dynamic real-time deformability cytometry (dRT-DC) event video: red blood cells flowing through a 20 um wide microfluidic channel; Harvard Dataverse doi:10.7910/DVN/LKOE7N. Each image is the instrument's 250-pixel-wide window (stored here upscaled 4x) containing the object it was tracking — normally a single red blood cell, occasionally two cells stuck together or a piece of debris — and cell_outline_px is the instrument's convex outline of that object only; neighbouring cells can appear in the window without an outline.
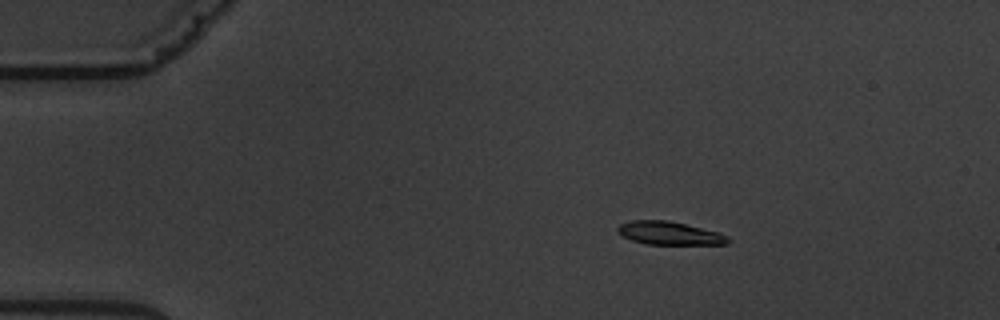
{"species": "common noctule bat (a hibernating species)", "species_latin": "Nyctalus noctula", "temperature_condition": "warm", "stored_images_in_passage": 4, "camera_frame_rate_fps": 3000, "um_per_image_px": 0.085, "animal": {"sex": "male", "body_mass_g": 19.5, "forearm_length_mm": 54.6}, "frame": {"image": 1, "passage_image": 2, "time_ms": 2.0, "image_size_px": [1000, 320], "cell_outline_px": [[732, 240], [728, 244], [648, 244], [632, 240], [616, 232], [616, 228], [620, 224], [632, 220], [668, 220], [720, 232], [728, 236]], "centroid_in_image_um": [56.93, 19.82], "position_along_channel_um": 28.1, "area_um2": 14.97}}